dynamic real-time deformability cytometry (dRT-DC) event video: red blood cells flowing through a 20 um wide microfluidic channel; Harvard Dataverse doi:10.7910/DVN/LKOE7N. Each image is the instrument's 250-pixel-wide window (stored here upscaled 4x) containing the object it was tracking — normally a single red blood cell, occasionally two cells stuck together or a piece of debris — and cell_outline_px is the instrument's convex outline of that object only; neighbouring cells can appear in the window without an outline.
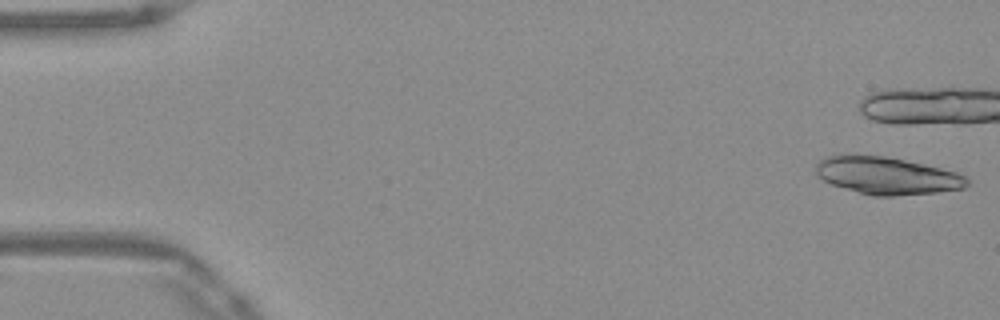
{"species": "Egyptian fruit bat (a non-hibernating species)", "species_latin": "Rousettus aegyptiacus", "temperature_condition": "warm", "stored_images_in_passage": 10, "camera_frame_rate_fps": 3000, "um_per_image_px": 0.085, "frame": {"image": 1, "passage_image": 1, "time_ms": 0.0, "image_size_px": [1000, 320], "cell_outline_px": [[968, 184], [964, 188], [936, 192], [896, 196], [872, 196], [832, 184], [816, 176], [816, 164], [820, 160], [828, 156], [840, 152], [852, 152], [884, 156], [924, 164], [956, 172], [968, 176]], "centroid_in_image_um": [75.33, 14.89], "position_along_channel_um": 9.7, "area_um2": 33.47}}